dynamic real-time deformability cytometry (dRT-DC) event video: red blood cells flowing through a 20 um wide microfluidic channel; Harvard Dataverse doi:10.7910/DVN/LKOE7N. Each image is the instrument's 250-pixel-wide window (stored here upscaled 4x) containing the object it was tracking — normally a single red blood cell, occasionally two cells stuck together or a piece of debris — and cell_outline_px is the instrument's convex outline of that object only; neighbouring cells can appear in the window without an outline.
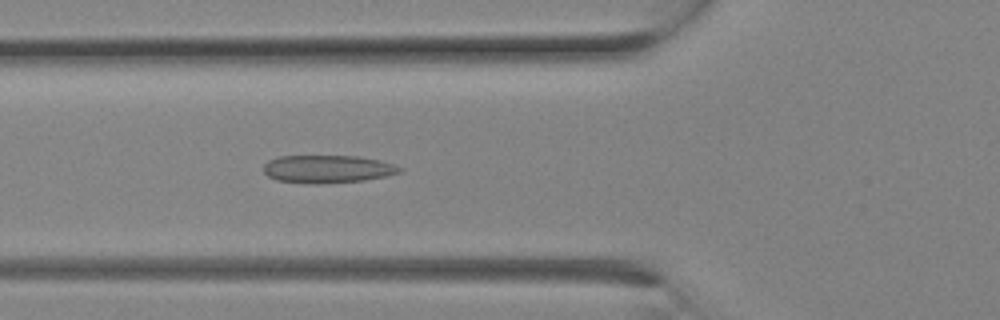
{"species": "Egyptian fruit bat (a non-hibernating species)", "species_latin": "Rousettus aegyptiacus", "temperature_condition": "room temperature", "stored_images_in_passage": 6, "camera_frame_rate_fps": 3000, "um_per_image_px": 0.085, "animal": {"sex": "female"}, "frame": {"image": 1, "passage_image": 6, "time_ms": 1.667, "image_size_px": [1000, 320], "cell_outline_px": [[404, 172], [364, 180], [320, 184], [308, 184], [276, 180], [268, 176], [264, 172], [264, 164], [268, 160], [280, 156], [360, 156], [380, 160], [396, 164], [404, 168]], "centroid_in_image_um": [27.88, 14.37], "position_along_channel_um": 97.9, "area_um2": 22.37}}